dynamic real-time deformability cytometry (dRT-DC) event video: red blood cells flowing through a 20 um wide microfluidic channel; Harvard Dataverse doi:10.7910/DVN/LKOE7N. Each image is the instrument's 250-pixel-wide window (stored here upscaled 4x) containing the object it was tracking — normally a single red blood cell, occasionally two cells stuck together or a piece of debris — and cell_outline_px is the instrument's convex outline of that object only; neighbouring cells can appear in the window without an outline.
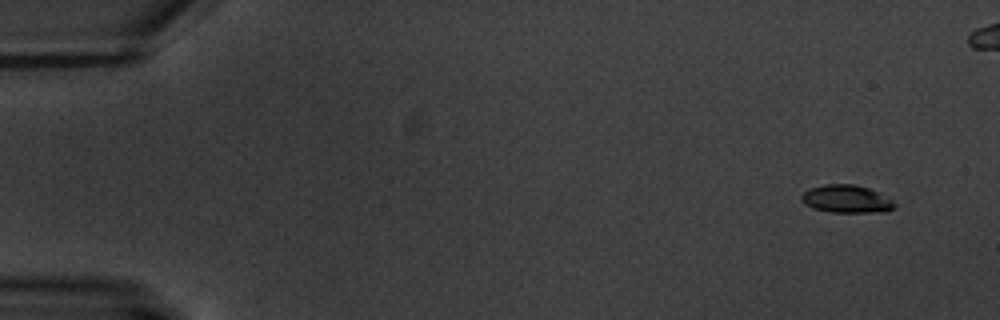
{"species": "common noctule bat (a hibernating species)", "species_latin": "Nyctalus noctula", "temperature_condition": "warm", "stored_images_in_passage": 5, "camera_frame_rate_fps": 3000, "um_per_image_px": 0.085, "animal": {"sex": "male", "body_mass_g": 20.1, "forearm_length_mm": 53.5}, "frame": {"image": 1, "passage_image": 1, "time_ms": 0.0, "image_size_px": [1000, 320], "cell_outline_px": [[896, 208], [884, 212], [832, 212], [812, 208], [804, 204], [800, 200], [800, 196], [804, 192], [812, 188], [824, 184], [852, 184], [868, 188], [892, 200], [896, 204]], "centroid_in_image_um": [71.93, 16.92], "position_along_channel_um": 13.1, "area_um2": 15.03}}